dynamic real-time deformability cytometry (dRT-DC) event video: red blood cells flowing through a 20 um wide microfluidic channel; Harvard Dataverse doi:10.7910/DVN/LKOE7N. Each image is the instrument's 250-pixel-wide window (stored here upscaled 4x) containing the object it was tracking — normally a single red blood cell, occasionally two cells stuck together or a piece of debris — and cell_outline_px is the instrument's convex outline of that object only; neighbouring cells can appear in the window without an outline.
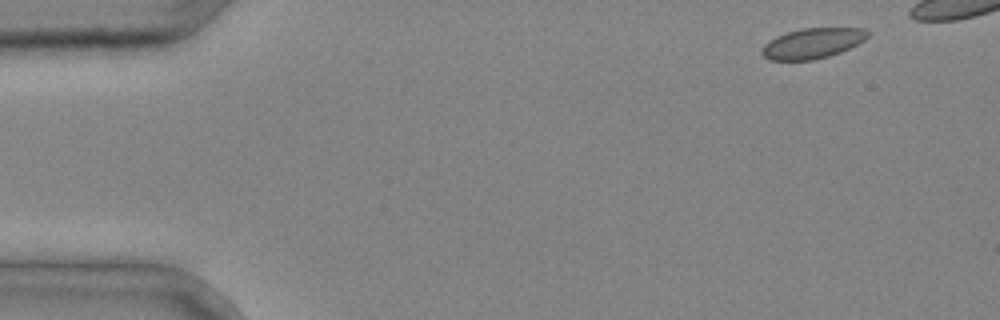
{"species": "common noctule bat (a hibernating species)", "species_latin": "Nyctalus noctula", "temperature_condition": "cold", "stored_images_in_passage": 4, "camera_frame_rate_fps": 3000, "um_per_image_px": 0.085, "animal": {"sex": "male", "body_mass_g": 20.4}, "frame": {"image": 1, "passage_image": 1, "time_ms": 0.0, "image_size_px": [1000, 320], "cell_outline_px": [[872, 32], [864, 40], [840, 52], [828, 56], [812, 60], [768, 60], [760, 52], [764, 44], [768, 40], [776, 36], [800, 28], [864, 28]], "centroid_in_image_um": [69.04, 3.67], "position_along_channel_um": 16.0, "area_um2": 18.73}}